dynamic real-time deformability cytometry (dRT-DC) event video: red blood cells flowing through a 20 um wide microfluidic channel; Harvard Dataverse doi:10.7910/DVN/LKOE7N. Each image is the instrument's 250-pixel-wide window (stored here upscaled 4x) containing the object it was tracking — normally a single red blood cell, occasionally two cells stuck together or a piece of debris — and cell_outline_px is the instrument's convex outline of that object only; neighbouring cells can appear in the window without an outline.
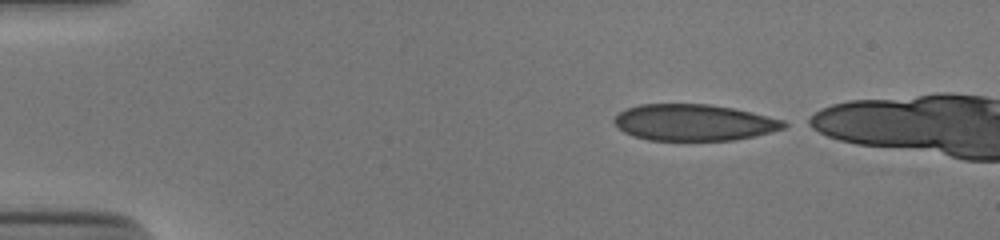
{"species": "human", "species_latin": "Homo sapiens", "temperature_condition": "cold", "stored_images_in_passage": 10, "camera_frame_rate_fps": 3000, "um_per_image_px": 0.085, "donor": {"sex": "male"}, "frame": {"image": 1, "passage_image": 1, "time_ms": 0.0, "image_size_px": [1000, 240], "cell_outline_px": [[792, 124], [784, 128], [752, 136], [732, 140], [648, 140], [632, 136], [624, 132], [612, 120], [620, 112], [628, 108], [640, 104], [708, 104], [732, 108], [752, 112], [784, 120]], "centroid_in_image_um": [58.99, 10.41], "position_along_channel_um": 26.0, "area_um2": 35.84}}